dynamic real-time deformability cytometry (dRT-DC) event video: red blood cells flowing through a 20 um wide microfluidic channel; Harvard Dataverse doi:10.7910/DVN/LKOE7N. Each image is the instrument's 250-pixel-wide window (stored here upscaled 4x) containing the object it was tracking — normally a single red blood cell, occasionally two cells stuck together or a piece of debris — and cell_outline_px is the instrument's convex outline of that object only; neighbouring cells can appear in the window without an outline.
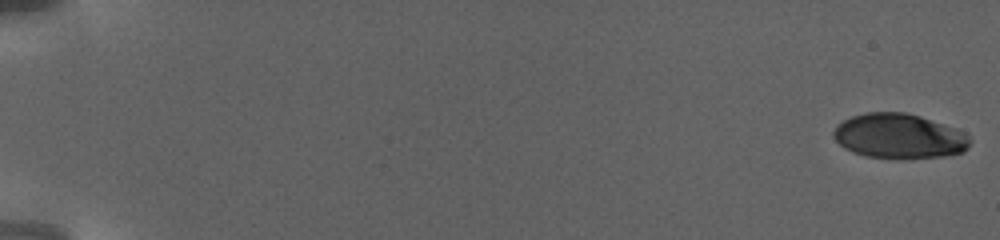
{"species": "human", "species_latin": "Homo sapiens", "temperature_condition": "warm", "stored_images_in_passage": 61, "camera_frame_rate_fps": 3000, "um_per_image_px": 0.085, "donor": {"sex": "female"}, "frame": {"image": 1, "passage_image": 1, "time_ms": 0.0, "image_size_px": [1000, 240], "cell_outline_px": [[972, 140], [968, 148], [964, 152], [944, 156], [908, 160], [900, 160], [868, 156], [844, 148], [832, 136], [832, 132], [836, 124], [852, 116], [868, 112], [904, 112], [920, 116], [964, 132]], "centroid_in_image_um": [76.43, 11.59], "position_along_channel_um": 8.6, "area_um2": 35.95}}
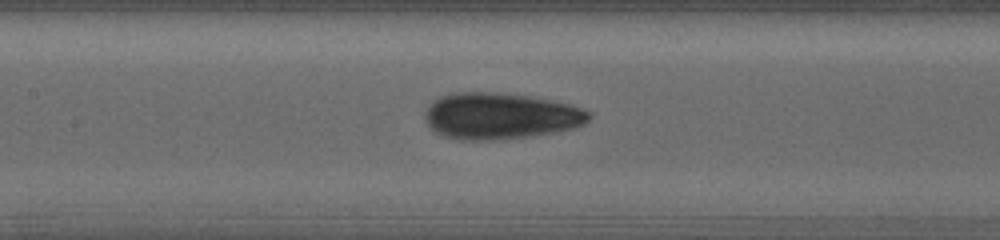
{"frame": {"image": 2, "passage_image": 24, "time_ms": 12.667, "image_size_px": [1000, 240], "cell_outline_px": [[592, 116], [584, 124], [572, 128], [556, 132], [528, 136], [496, 140], [460, 140], [440, 136], [428, 128], [424, 116], [428, 108], [440, 96], [456, 92], [492, 92], [528, 96], [568, 104], [592, 112]], "centroid_in_image_um": [42.49, 9.88], "position_along_channel_um": 164.9, "area_um2": 44.27}}
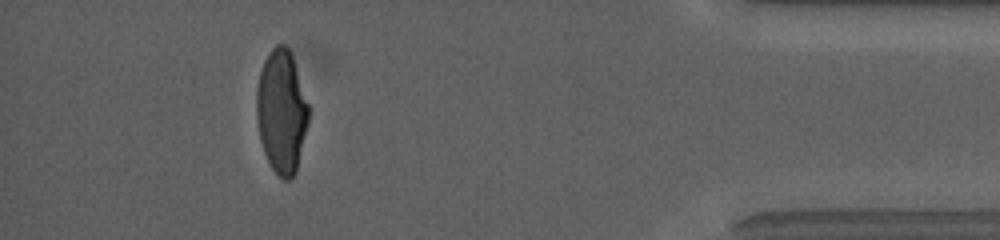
{"frame": {"image": 3, "passage_image": 54, "time_ms": 23.0, "image_size_px": [1000, 240], "cell_outline_px": [[308, 124], [296, 172], [288, 180], [284, 180], [272, 168], [264, 152], [260, 140], [256, 116], [256, 88], [260, 72], [264, 60], [268, 52], [276, 44], [284, 44], [288, 48], [292, 56], [308, 104]], "centroid_in_image_um": [23.91, 9.47], "position_along_channel_um": 411.3, "area_um2": 37.22}, "authors_computed_cell_mechanics": {"area_um2": 38.6104, "velocity_mm_per_s": 2.8126, "shape_relaxation_time_tau1_ms": 8.855, "shape_relaxation_time_tau2_ms": null, "deformation_change_tau1": 0.246, "deformation_change_tau2": null}}